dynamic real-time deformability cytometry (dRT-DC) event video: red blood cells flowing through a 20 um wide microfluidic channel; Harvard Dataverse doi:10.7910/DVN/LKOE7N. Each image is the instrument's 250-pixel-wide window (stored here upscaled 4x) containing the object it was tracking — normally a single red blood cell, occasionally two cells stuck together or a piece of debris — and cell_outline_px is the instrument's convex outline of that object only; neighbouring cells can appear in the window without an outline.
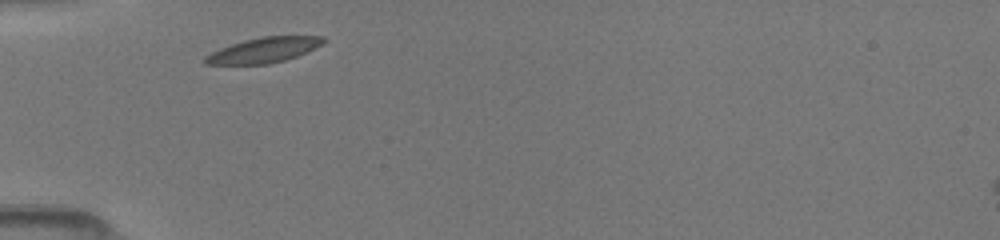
{"species": "common noctule bat (a hibernating species)", "species_latin": "Nyctalus noctula", "temperature_condition": "room temperature", "stored_images_in_passage": 3, "camera_frame_rate_fps": 3000, "um_per_image_px": 0.085, "animal": {"sex": "female", "body_mass_g": 19.5, "forearm_length_mm": 54.1}, "frame": {"image": 1, "passage_image": 1, "time_ms": 0.0, "image_size_px": [1000, 240], "cell_outline_px": [[328, 40], [324, 44], [296, 56], [284, 60], [268, 64], [204, 64], [204, 56], [220, 48], [244, 40], [260, 36], [324, 36]], "centroid_in_image_um": [22.45, 4.24], "position_along_channel_um": 62.6, "area_um2": 17.34}}
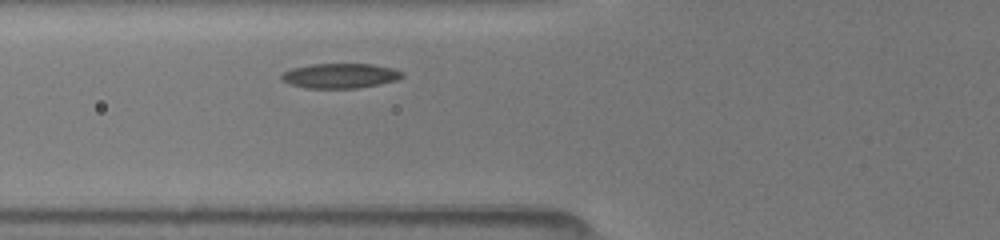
{"frame": {"image": 2, "passage_image": 3, "time_ms": 1.0, "image_size_px": [1000, 240], "cell_outline_px": [[404, 76], [396, 80], [356, 88], [308, 88], [292, 84], [280, 80], [280, 76], [284, 72], [292, 68], [312, 64], [372, 64], [392, 68], [404, 72]], "centroid_in_image_um": [28.9, 6.43], "position_along_channel_um": 96.9, "area_um2": 17.28}}